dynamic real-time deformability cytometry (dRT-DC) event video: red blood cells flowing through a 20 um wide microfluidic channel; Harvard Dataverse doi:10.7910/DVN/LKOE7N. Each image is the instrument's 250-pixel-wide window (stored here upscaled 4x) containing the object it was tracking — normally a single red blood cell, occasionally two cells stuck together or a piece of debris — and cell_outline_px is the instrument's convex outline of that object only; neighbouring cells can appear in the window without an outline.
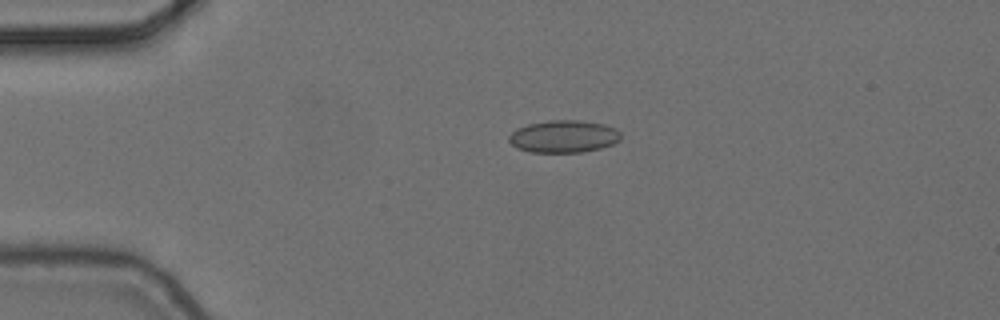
{"species": "common noctule bat (a hibernating species)", "species_latin": "Nyctalus noctula", "temperature_condition": "cold", "stored_images_in_passage": 6, "camera_frame_rate_fps": 3000, "um_per_image_px": 0.085, "animal": {"sex": "female", "body_mass_g": 24.6, "forearm_length_mm": 56.2}, "frame": {"image": 1, "passage_image": 4, "time_ms": 1.0, "image_size_px": [1000, 320], "cell_outline_px": [[620, 140], [612, 144], [600, 148], [580, 152], [528, 152], [516, 148], [508, 140], [508, 136], [516, 128], [528, 124], [548, 120], [580, 120], [604, 124], [616, 128], [620, 132]], "centroid_in_image_um": [47.89, 11.59], "position_along_channel_um": 37.1, "area_um2": 21.21}}